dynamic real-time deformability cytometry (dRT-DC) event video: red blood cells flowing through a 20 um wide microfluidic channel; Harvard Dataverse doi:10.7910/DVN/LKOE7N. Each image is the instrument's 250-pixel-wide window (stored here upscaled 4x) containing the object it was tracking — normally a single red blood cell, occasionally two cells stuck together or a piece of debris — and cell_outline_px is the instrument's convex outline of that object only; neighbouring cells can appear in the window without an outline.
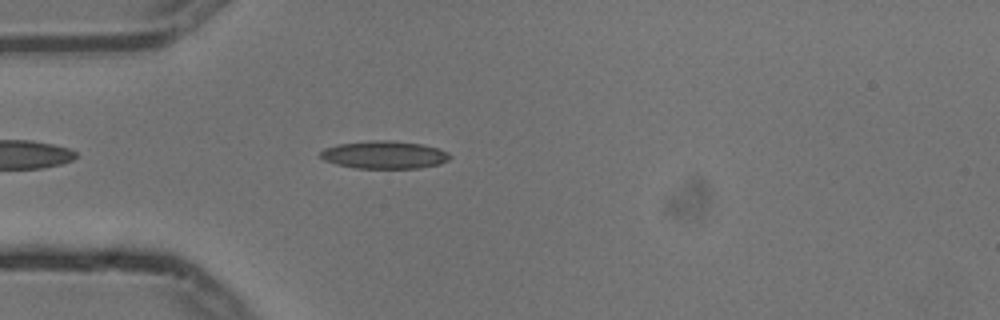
{"species": "common noctule bat (a hibernating species)", "species_latin": "Nyctalus noctula", "temperature_condition": "cold", "stored_images_in_passage": 2, "camera_frame_rate_fps": 3000, "um_per_image_px": 0.085, "animal": {"sex": "male", "body_mass_g": 13.3}, "frame": {"image": 1, "passage_image": 2, "time_ms": 0.333, "image_size_px": [1000, 320], "cell_outline_px": [[452, 156], [448, 160], [440, 164], [420, 168], [356, 168], [336, 164], [324, 160], [320, 156], [320, 152], [324, 148], [340, 144], [376, 140], [388, 140], [420, 144], [436, 148], [448, 152]], "centroid_in_image_um": [32.67, 13.17], "position_along_channel_um": 52.3, "area_um2": 20.75}}